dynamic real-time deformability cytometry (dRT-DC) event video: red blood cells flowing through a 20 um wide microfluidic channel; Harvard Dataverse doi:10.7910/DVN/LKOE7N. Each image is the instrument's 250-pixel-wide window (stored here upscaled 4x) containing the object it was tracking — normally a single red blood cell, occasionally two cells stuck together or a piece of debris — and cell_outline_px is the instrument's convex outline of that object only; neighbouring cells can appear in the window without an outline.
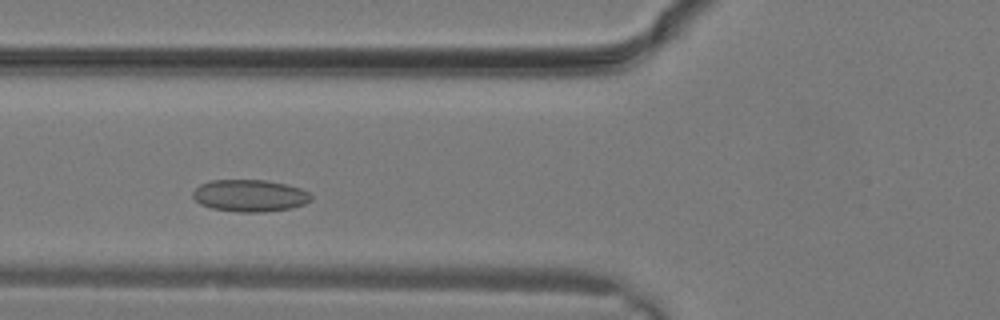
{"species": "common noctule bat (a hibernating species)", "species_latin": "Nyctalus noctula", "temperature_condition": "warm", "stored_images_in_passage": 13, "camera_frame_rate_fps": 3000, "um_per_image_px": 0.085, "animal": {"sex": "male", "body_mass_g": 19.2, "forearm_length_mm": 51.8}, "frame": {"image": 1, "passage_image": 6, "time_ms": 1.667, "image_size_px": [1000, 320], "cell_outline_px": [[312, 200], [304, 204], [292, 208], [264, 212], [240, 212], [212, 208], [200, 204], [192, 196], [192, 192], [200, 184], [212, 180], [264, 180], [284, 184], [300, 188], [308, 192], [312, 196]], "centroid_in_image_um": [21.23, 16.63], "position_along_channel_um": 104.6, "area_um2": 22.02}}
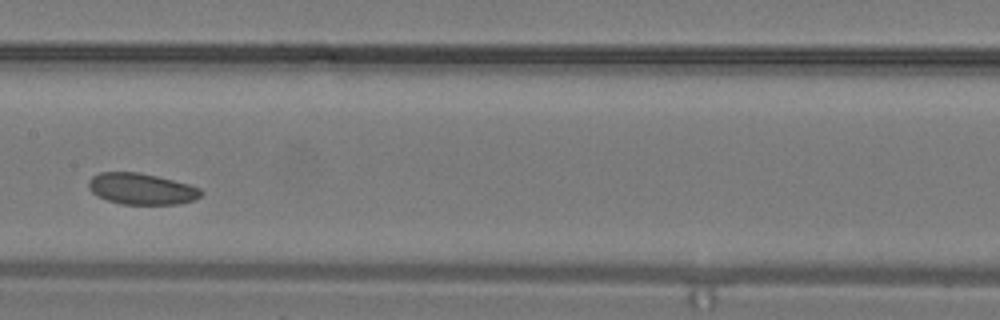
{"frame": {"image": 2, "passage_image": 10, "time_ms": 3.0, "image_size_px": [1000, 320], "cell_outline_px": [[204, 192], [200, 196], [192, 200], [176, 204], [120, 204], [96, 196], [88, 188], [88, 180], [92, 176], [100, 172], [140, 172], [188, 184], [200, 188]], "centroid_in_image_um": [11.98, 16.05], "position_along_channel_um": 195.4, "area_um2": 20.46}}
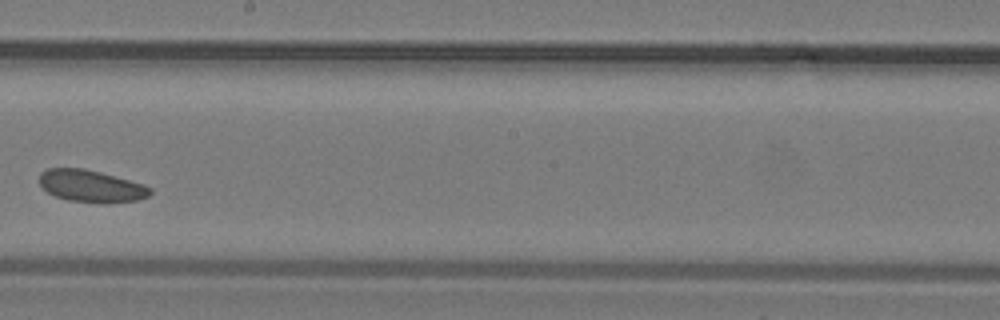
{"frame": {"image": 3, "passage_image": 12, "time_ms": 3.667, "image_size_px": [1000, 320], "cell_outline_px": [[152, 192], [148, 196], [136, 200], [104, 204], [68, 200], [56, 196], [48, 192], [40, 184], [40, 172], [48, 168], [84, 168], [100, 172], [144, 184], [152, 188]], "centroid_in_image_um": [7.76, 15.82], "position_along_channel_um": 240.4, "area_um2": 20.75}}